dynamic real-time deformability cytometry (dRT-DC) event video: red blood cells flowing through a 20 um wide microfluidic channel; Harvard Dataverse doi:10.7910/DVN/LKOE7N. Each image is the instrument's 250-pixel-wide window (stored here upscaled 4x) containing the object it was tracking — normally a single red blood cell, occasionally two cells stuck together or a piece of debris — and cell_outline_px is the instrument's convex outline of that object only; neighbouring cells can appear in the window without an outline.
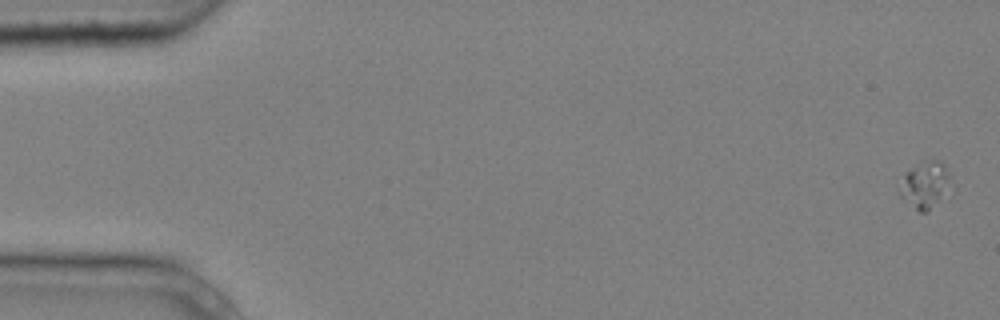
{"species": "common noctule bat (a hibernating species)", "species_latin": "Nyctalus noctula", "temperature_condition": "cold", "stored_images_in_passage": 3, "segment_of_instrument_passage": [1, 2], "camera_frame_rate_fps": 3000, "um_per_image_px": 0.085, "animal": {"sex": "male", "body_mass_g": 20.4}, "frame": {"image": 1, "passage_image": 1, "time_ms": 0.0, "image_size_px": [1000, 320], "cell_outline_px": [[948, 176], [928, 212], [920, 212], [900, 196], [896, 188], [904, 176], [908, 172], [932, 160], [940, 160]], "centroid_in_image_um": [78.45, 15.73], "position_along_channel_um": 6.5, "area_um2": 12.02}}